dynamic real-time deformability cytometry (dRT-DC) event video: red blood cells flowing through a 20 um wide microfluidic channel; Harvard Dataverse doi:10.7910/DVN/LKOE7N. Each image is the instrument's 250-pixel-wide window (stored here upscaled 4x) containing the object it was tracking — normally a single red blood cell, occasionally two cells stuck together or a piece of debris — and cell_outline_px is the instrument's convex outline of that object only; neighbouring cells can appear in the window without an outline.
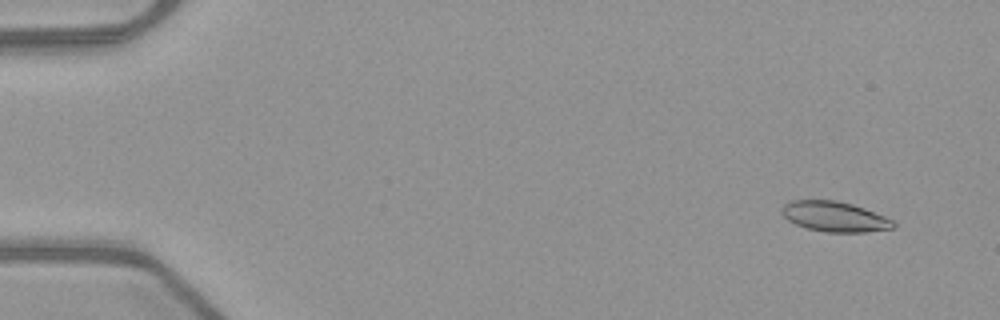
{"species": "common noctule bat (a hibernating species)", "species_latin": "Nyctalus noctula", "temperature_condition": "warm", "stored_images_in_passage": 49, "camera_frame_rate_fps": 3000, "um_per_image_px": 0.085, "animal": {"sex": "female", "body_mass_g": 21.9}, "frame": {"image": 1, "passage_image": 1, "time_ms": 0.0, "image_size_px": [1000, 320], "cell_outline_px": [[896, 228], [864, 232], [824, 232], [808, 228], [796, 224], [788, 220], [780, 212], [780, 208], [784, 204], [792, 200], [836, 200], [852, 204], [864, 208], [884, 216], [892, 220], [896, 224]], "centroid_in_image_um": [70.93, 18.41], "position_along_channel_um": 14.1, "area_um2": 19.65}}
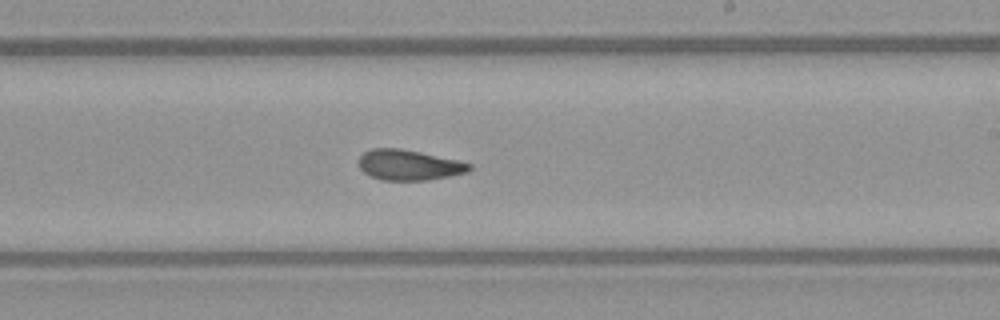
{"frame": {"image": 2, "passage_image": 29, "time_ms": 9.333, "image_size_px": [1000, 320], "cell_outline_px": [[472, 168], [468, 172], [428, 180], [380, 180], [364, 172], [360, 168], [360, 156], [364, 152], [372, 148], [400, 148], [460, 160], [472, 164]], "centroid_in_image_um": [34.79, 14.02], "position_along_channel_um": 254.2, "area_um2": 19.59}}
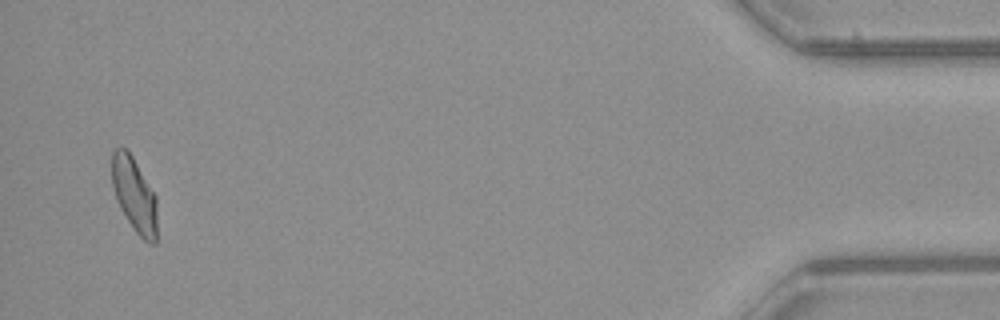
{"frame": {"image": 3, "passage_image": 48, "time_ms": 15.667, "image_size_px": [1000, 320], "cell_outline_px": [[156, 244], [148, 244], [136, 232], [124, 216], [116, 200], [112, 188], [112, 152], [116, 148], [128, 148], [156, 196]], "centroid_in_image_um": [11.41, 16.55], "position_along_channel_um": 423.8, "area_um2": 19.83}, "authors_computed_cell_mechanics": {"area_um2": 19.9988, "velocity_mm_per_s": 3.9956, "shape_relaxation_time_tau1_ms": null, "shape_relaxation_time_tau2_ms": 2.4672, "deformation_change_tau1": null, "deformation_change_tau2": 0.0907}}